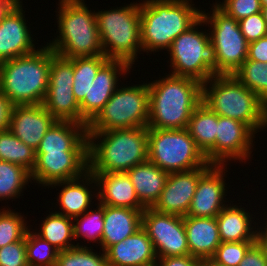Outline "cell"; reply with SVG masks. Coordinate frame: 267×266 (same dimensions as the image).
<instances>
[{"label": "cell", "mask_w": 267, "mask_h": 266, "mask_svg": "<svg viewBox=\"0 0 267 266\" xmlns=\"http://www.w3.org/2000/svg\"><path fill=\"white\" fill-rule=\"evenodd\" d=\"M202 102L218 116L245 123L254 133L267 127V104L233 74L214 75L202 83Z\"/></svg>", "instance_id": "4"}, {"label": "cell", "mask_w": 267, "mask_h": 266, "mask_svg": "<svg viewBox=\"0 0 267 266\" xmlns=\"http://www.w3.org/2000/svg\"><path fill=\"white\" fill-rule=\"evenodd\" d=\"M210 167L203 166L190 171L169 173L160 197L152 208L160 213L186 216L199 178Z\"/></svg>", "instance_id": "17"}, {"label": "cell", "mask_w": 267, "mask_h": 266, "mask_svg": "<svg viewBox=\"0 0 267 266\" xmlns=\"http://www.w3.org/2000/svg\"><path fill=\"white\" fill-rule=\"evenodd\" d=\"M246 60H254L267 63V36L248 44Z\"/></svg>", "instance_id": "43"}, {"label": "cell", "mask_w": 267, "mask_h": 266, "mask_svg": "<svg viewBox=\"0 0 267 266\" xmlns=\"http://www.w3.org/2000/svg\"><path fill=\"white\" fill-rule=\"evenodd\" d=\"M149 120V87L147 83L115 90L87 131H109L147 127Z\"/></svg>", "instance_id": "10"}, {"label": "cell", "mask_w": 267, "mask_h": 266, "mask_svg": "<svg viewBox=\"0 0 267 266\" xmlns=\"http://www.w3.org/2000/svg\"><path fill=\"white\" fill-rule=\"evenodd\" d=\"M261 6H267V0H260Z\"/></svg>", "instance_id": "51"}, {"label": "cell", "mask_w": 267, "mask_h": 266, "mask_svg": "<svg viewBox=\"0 0 267 266\" xmlns=\"http://www.w3.org/2000/svg\"><path fill=\"white\" fill-rule=\"evenodd\" d=\"M191 256L211 258L221 244L216 217L183 216Z\"/></svg>", "instance_id": "25"}, {"label": "cell", "mask_w": 267, "mask_h": 266, "mask_svg": "<svg viewBox=\"0 0 267 266\" xmlns=\"http://www.w3.org/2000/svg\"><path fill=\"white\" fill-rule=\"evenodd\" d=\"M233 75L267 104V63L245 60Z\"/></svg>", "instance_id": "34"}, {"label": "cell", "mask_w": 267, "mask_h": 266, "mask_svg": "<svg viewBox=\"0 0 267 266\" xmlns=\"http://www.w3.org/2000/svg\"><path fill=\"white\" fill-rule=\"evenodd\" d=\"M78 246L59 251L55 266H108L105 252H93L92 247Z\"/></svg>", "instance_id": "37"}, {"label": "cell", "mask_w": 267, "mask_h": 266, "mask_svg": "<svg viewBox=\"0 0 267 266\" xmlns=\"http://www.w3.org/2000/svg\"><path fill=\"white\" fill-rule=\"evenodd\" d=\"M205 24L200 17L191 27L180 34L167 50L174 76L194 78L201 83L216 75V54L209 32L198 30Z\"/></svg>", "instance_id": "8"}, {"label": "cell", "mask_w": 267, "mask_h": 266, "mask_svg": "<svg viewBox=\"0 0 267 266\" xmlns=\"http://www.w3.org/2000/svg\"><path fill=\"white\" fill-rule=\"evenodd\" d=\"M261 12H262L263 18L265 19L267 23V6H262Z\"/></svg>", "instance_id": "50"}, {"label": "cell", "mask_w": 267, "mask_h": 266, "mask_svg": "<svg viewBox=\"0 0 267 266\" xmlns=\"http://www.w3.org/2000/svg\"><path fill=\"white\" fill-rule=\"evenodd\" d=\"M31 180V173L20 165L0 160V201L18 198Z\"/></svg>", "instance_id": "33"}, {"label": "cell", "mask_w": 267, "mask_h": 266, "mask_svg": "<svg viewBox=\"0 0 267 266\" xmlns=\"http://www.w3.org/2000/svg\"><path fill=\"white\" fill-rule=\"evenodd\" d=\"M133 68L123 60L109 59L97 72L89 90L79 104L82 118L89 124L102 110L106 102L118 88L119 77L129 74ZM120 74V75H119Z\"/></svg>", "instance_id": "18"}, {"label": "cell", "mask_w": 267, "mask_h": 266, "mask_svg": "<svg viewBox=\"0 0 267 266\" xmlns=\"http://www.w3.org/2000/svg\"><path fill=\"white\" fill-rule=\"evenodd\" d=\"M89 171L88 151L36 152L31 180L42 186L72 180Z\"/></svg>", "instance_id": "14"}, {"label": "cell", "mask_w": 267, "mask_h": 266, "mask_svg": "<svg viewBox=\"0 0 267 266\" xmlns=\"http://www.w3.org/2000/svg\"><path fill=\"white\" fill-rule=\"evenodd\" d=\"M126 173L131 179L140 203L145 208H152L160 197L169 173L149 160L137 164Z\"/></svg>", "instance_id": "27"}, {"label": "cell", "mask_w": 267, "mask_h": 266, "mask_svg": "<svg viewBox=\"0 0 267 266\" xmlns=\"http://www.w3.org/2000/svg\"><path fill=\"white\" fill-rule=\"evenodd\" d=\"M81 179V180H80ZM94 183L95 190L97 187V181L93 173L87 171L83 176L66 181H60L50 185L52 188L55 186H62L58 198L61 211L57 213L63 214L66 217L75 218L82 215L88 209L92 202V198L95 194H91L93 191L89 188ZM54 185V186H53ZM87 185V186H86ZM90 190V191H89Z\"/></svg>", "instance_id": "26"}, {"label": "cell", "mask_w": 267, "mask_h": 266, "mask_svg": "<svg viewBox=\"0 0 267 266\" xmlns=\"http://www.w3.org/2000/svg\"><path fill=\"white\" fill-rule=\"evenodd\" d=\"M74 58L56 54L51 49L48 89L43 107L59 121H73L88 126L73 95Z\"/></svg>", "instance_id": "12"}, {"label": "cell", "mask_w": 267, "mask_h": 266, "mask_svg": "<svg viewBox=\"0 0 267 266\" xmlns=\"http://www.w3.org/2000/svg\"><path fill=\"white\" fill-rule=\"evenodd\" d=\"M216 5L237 21L259 13L262 10L260 0H224V2L219 3L217 1Z\"/></svg>", "instance_id": "40"}, {"label": "cell", "mask_w": 267, "mask_h": 266, "mask_svg": "<svg viewBox=\"0 0 267 266\" xmlns=\"http://www.w3.org/2000/svg\"><path fill=\"white\" fill-rule=\"evenodd\" d=\"M59 1L56 16L59 36L47 45L69 59L104 55L95 11L89 10L84 0Z\"/></svg>", "instance_id": "6"}, {"label": "cell", "mask_w": 267, "mask_h": 266, "mask_svg": "<svg viewBox=\"0 0 267 266\" xmlns=\"http://www.w3.org/2000/svg\"><path fill=\"white\" fill-rule=\"evenodd\" d=\"M105 254L108 266H153L158 259L153 242L143 228L110 246Z\"/></svg>", "instance_id": "21"}, {"label": "cell", "mask_w": 267, "mask_h": 266, "mask_svg": "<svg viewBox=\"0 0 267 266\" xmlns=\"http://www.w3.org/2000/svg\"><path fill=\"white\" fill-rule=\"evenodd\" d=\"M248 210L237 205H227L216 216L221 242L256 241L254 218Z\"/></svg>", "instance_id": "28"}, {"label": "cell", "mask_w": 267, "mask_h": 266, "mask_svg": "<svg viewBox=\"0 0 267 266\" xmlns=\"http://www.w3.org/2000/svg\"><path fill=\"white\" fill-rule=\"evenodd\" d=\"M97 181L99 191L96 199L100 204L111 207L146 209L139 201L135 188L126 172H91Z\"/></svg>", "instance_id": "22"}, {"label": "cell", "mask_w": 267, "mask_h": 266, "mask_svg": "<svg viewBox=\"0 0 267 266\" xmlns=\"http://www.w3.org/2000/svg\"><path fill=\"white\" fill-rule=\"evenodd\" d=\"M16 0H0V18Z\"/></svg>", "instance_id": "48"}, {"label": "cell", "mask_w": 267, "mask_h": 266, "mask_svg": "<svg viewBox=\"0 0 267 266\" xmlns=\"http://www.w3.org/2000/svg\"><path fill=\"white\" fill-rule=\"evenodd\" d=\"M23 11L16 0L0 18V63L36 51Z\"/></svg>", "instance_id": "15"}, {"label": "cell", "mask_w": 267, "mask_h": 266, "mask_svg": "<svg viewBox=\"0 0 267 266\" xmlns=\"http://www.w3.org/2000/svg\"><path fill=\"white\" fill-rule=\"evenodd\" d=\"M187 130L207 161L215 164L217 114L201 102L192 113Z\"/></svg>", "instance_id": "29"}, {"label": "cell", "mask_w": 267, "mask_h": 266, "mask_svg": "<svg viewBox=\"0 0 267 266\" xmlns=\"http://www.w3.org/2000/svg\"><path fill=\"white\" fill-rule=\"evenodd\" d=\"M144 210L104 205V228L100 250L105 252L110 246L123 241L141 229Z\"/></svg>", "instance_id": "23"}, {"label": "cell", "mask_w": 267, "mask_h": 266, "mask_svg": "<svg viewBox=\"0 0 267 266\" xmlns=\"http://www.w3.org/2000/svg\"><path fill=\"white\" fill-rule=\"evenodd\" d=\"M238 266H267L263 250L256 242L248 249Z\"/></svg>", "instance_id": "44"}, {"label": "cell", "mask_w": 267, "mask_h": 266, "mask_svg": "<svg viewBox=\"0 0 267 266\" xmlns=\"http://www.w3.org/2000/svg\"><path fill=\"white\" fill-rule=\"evenodd\" d=\"M5 209L0 210V248L22 240L29 230L21 213Z\"/></svg>", "instance_id": "38"}, {"label": "cell", "mask_w": 267, "mask_h": 266, "mask_svg": "<svg viewBox=\"0 0 267 266\" xmlns=\"http://www.w3.org/2000/svg\"><path fill=\"white\" fill-rule=\"evenodd\" d=\"M194 5L191 0L140 2L143 51L149 53L156 50H168L174 39L201 17L202 10L196 9Z\"/></svg>", "instance_id": "3"}, {"label": "cell", "mask_w": 267, "mask_h": 266, "mask_svg": "<svg viewBox=\"0 0 267 266\" xmlns=\"http://www.w3.org/2000/svg\"><path fill=\"white\" fill-rule=\"evenodd\" d=\"M88 151L87 126L57 120L42 138L36 152Z\"/></svg>", "instance_id": "24"}, {"label": "cell", "mask_w": 267, "mask_h": 266, "mask_svg": "<svg viewBox=\"0 0 267 266\" xmlns=\"http://www.w3.org/2000/svg\"><path fill=\"white\" fill-rule=\"evenodd\" d=\"M96 208L98 210H87L82 215L73 218L74 240L83 237L88 241L97 242L101 246L104 228V205L98 203Z\"/></svg>", "instance_id": "35"}, {"label": "cell", "mask_w": 267, "mask_h": 266, "mask_svg": "<svg viewBox=\"0 0 267 266\" xmlns=\"http://www.w3.org/2000/svg\"><path fill=\"white\" fill-rule=\"evenodd\" d=\"M41 228L35 234L41 239L48 241L59 251L74 248L78 246L71 243L74 239L73 218L66 217L57 211L48 214V216L41 220ZM70 241V242H69Z\"/></svg>", "instance_id": "30"}, {"label": "cell", "mask_w": 267, "mask_h": 266, "mask_svg": "<svg viewBox=\"0 0 267 266\" xmlns=\"http://www.w3.org/2000/svg\"><path fill=\"white\" fill-rule=\"evenodd\" d=\"M87 134L90 172H127L148 160V127Z\"/></svg>", "instance_id": "2"}, {"label": "cell", "mask_w": 267, "mask_h": 266, "mask_svg": "<svg viewBox=\"0 0 267 266\" xmlns=\"http://www.w3.org/2000/svg\"><path fill=\"white\" fill-rule=\"evenodd\" d=\"M240 31L248 43L267 36V23L262 12L250 15L238 21Z\"/></svg>", "instance_id": "41"}, {"label": "cell", "mask_w": 267, "mask_h": 266, "mask_svg": "<svg viewBox=\"0 0 267 266\" xmlns=\"http://www.w3.org/2000/svg\"><path fill=\"white\" fill-rule=\"evenodd\" d=\"M26 257L29 266H55L59 250L33 231L25 235Z\"/></svg>", "instance_id": "36"}, {"label": "cell", "mask_w": 267, "mask_h": 266, "mask_svg": "<svg viewBox=\"0 0 267 266\" xmlns=\"http://www.w3.org/2000/svg\"><path fill=\"white\" fill-rule=\"evenodd\" d=\"M0 266H29L26 257L25 237L0 248Z\"/></svg>", "instance_id": "42"}, {"label": "cell", "mask_w": 267, "mask_h": 266, "mask_svg": "<svg viewBox=\"0 0 267 266\" xmlns=\"http://www.w3.org/2000/svg\"><path fill=\"white\" fill-rule=\"evenodd\" d=\"M149 120L156 129L187 128L192 113L202 102V83L171 74L148 83Z\"/></svg>", "instance_id": "1"}, {"label": "cell", "mask_w": 267, "mask_h": 266, "mask_svg": "<svg viewBox=\"0 0 267 266\" xmlns=\"http://www.w3.org/2000/svg\"><path fill=\"white\" fill-rule=\"evenodd\" d=\"M212 14L201 11V17L209 26L211 43L216 54V75L233 74L247 59L248 42L240 31L238 21L228 16L216 3Z\"/></svg>", "instance_id": "11"}, {"label": "cell", "mask_w": 267, "mask_h": 266, "mask_svg": "<svg viewBox=\"0 0 267 266\" xmlns=\"http://www.w3.org/2000/svg\"><path fill=\"white\" fill-rule=\"evenodd\" d=\"M265 225L266 227L263 228L264 230L261 226L260 228L257 226L258 231H256V244L263 250L267 262V222Z\"/></svg>", "instance_id": "47"}, {"label": "cell", "mask_w": 267, "mask_h": 266, "mask_svg": "<svg viewBox=\"0 0 267 266\" xmlns=\"http://www.w3.org/2000/svg\"><path fill=\"white\" fill-rule=\"evenodd\" d=\"M14 104L0 92V132L9 130Z\"/></svg>", "instance_id": "46"}, {"label": "cell", "mask_w": 267, "mask_h": 266, "mask_svg": "<svg viewBox=\"0 0 267 266\" xmlns=\"http://www.w3.org/2000/svg\"><path fill=\"white\" fill-rule=\"evenodd\" d=\"M148 160L165 172H184L212 166L187 128H148Z\"/></svg>", "instance_id": "9"}, {"label": "cell", "mask_w": 267, "mask_h": 266, "mask_svg": "<svg viewBox=\"0 0 267 266\" xmlns=\"http://www.w3.org/2000/svg\"><path fill=\"white\" fill-rule=\"evenodd\" d=\"M200 266H224V265L216 263L211 258H205V259H201Z\"/></svg>", "instance_id": "49"}, {"label": "cell", "mask_w": 267, "mask_h": 266, "mask_svg": "<svg viewBox=\"0 0 267 266\" xmlns=\"http://www.w3.org/2000/svg\"><path fill=\"white\" fill-rule=\"evenodd\" d=\"M56 121L42 104L15 105L9 131L27 146L37 150L42 138Z\"/></svg>", "instance_id": "20"}, {"label": "cell", "mask_w": 267, "mask_h": 266, "mask_svg": "<svg viewBox=\"0 0 267 266\" xmlns=\"http://www.w3.org/2000/svg\"><path fill=\"white\" fill-rule=\"evenodd\" d=\"M157 266H200L201 259L191 256L162 257L157 259Z\"/></svg>", "instance_id": "45"}, {"label": "cell", "mask_w": 267, "mask_h": 266, "mask_svg": "<svg viewBox=\"0 0 267 266\" xmlns=\"http://www.w3.org/2000/svg\"><path fill=\"white\" fill-rule=\"evenodd\" d=\"M117 9L95 12L104 55L133 66L143 51L140 26V2Z\"/></svg>", "instance_id": "7"}, {"label": "cell", "mask_w": 267, "mask_h": 266, "mask_svg": "<svg viewBox=\"0 0 267 266\" xmlns=\"http://www.w3.org/2000/svg\"><path fill=\"white\" fill-rule=\"evenodd\" d=\"M254 132L238 120L217 115L215 164L225 165L228 160H247L252 153Z\"/></svg>", "instance_id": "16"}, {"label": "cell", "mask_w": 267, "mask_h": 266, "mask_svg": "<svg viewBox=\"0 0 267 266\" xmlns=\"http://www.w3.org/2000/svg\"><path fill=\"white\" fill-rule=\"evenodd\" d=\"M255 242H221L211 259L224 266H238L245 253Z\"/></svg>", "instance_id": "39"}, {"label": "cell", "mask_w": 267, "mask_h": 266, "mask_svg": "<svg viewBox=\"0 0 267 266\" xmlns=\"http://www.w3.org/2000/svg\"><path fill=\"white\" fill-rule=\"evenodd\" d=\"M142 228L153 242L158 258L190 255L182 216L146 208L142 212Z\"/></svg>", "instance_id": "13"}, {"label": "cell", "mask_w": 267, "mask_h": 266, "mask_svg": "<svg viewBox=\"0 0 267 266\" xmlns=\"http://www.w3.org/2000/svg\"><path fill=\"white\" fill-rule=\"evenodd\" d=\"M42 47L0 63V92L14 105L43 104L48 89L51 48Z\"/></svg>", "instance_id": "5"}, {"label": "cell", "mask_w": 267, "mask_h": 266, "mask_svg": "<svg viewBox=\"0 0 267 266\" xmlns=\"http://www.w3.org/2000/svg\"><path fill=\"white\" fill-rule=\"evenodd\" d=\"M225 173L224 165L213 164L199 178L187 216L216 217L228 205Z\"/></svg>", "instance_id": "19"}, {"label": "cell", "mask_w": 267, "mask_h": 266, "mask_svg": "<svg viewBox=\"0 0 267 266\" xmlns=\"http://www.w3.org/2000/svg\"><path fill=\"white\" fill-rule=\"evenodd\" d=\"M0 160L20 165L31 173L36 164V150L27 146L9 130L2 131Z\"/></svg>", "instance_id": "32"}, {"label": "cell", "mask_w": 267, "mask_h": 266, "mask_svg": "<svg viewBox=\"0 0 267 266\" xmlns=\"http://www.w3.org/2000/svg\"><path fill=\"white\" fill-rule=\"evenodd\" d=\"M108 60L109 59L105 55L74 58L72 89L78 104L83 101L85 96H88V90L95 79L97 72Z\"/></svg>", "instance_id": "31"}]
</instances>
